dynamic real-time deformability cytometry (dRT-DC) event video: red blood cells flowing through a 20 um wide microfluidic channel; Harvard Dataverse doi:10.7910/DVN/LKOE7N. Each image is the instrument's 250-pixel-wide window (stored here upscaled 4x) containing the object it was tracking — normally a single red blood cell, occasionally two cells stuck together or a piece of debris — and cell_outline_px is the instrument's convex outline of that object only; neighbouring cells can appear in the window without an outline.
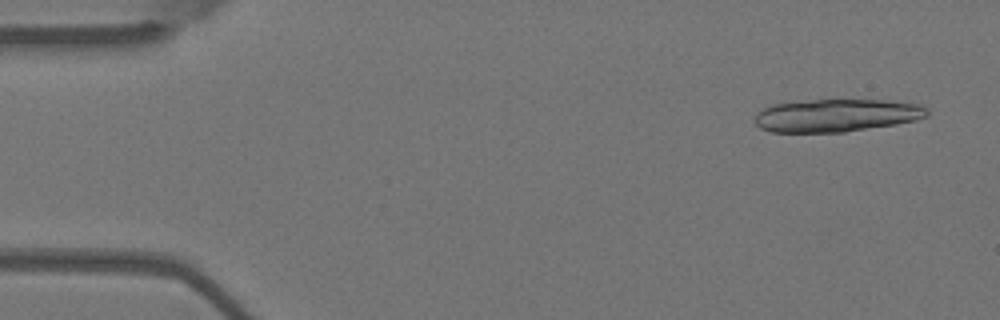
{"species": "Egyptian fruit bat (a non-hibernating species)", "species_latin": "Rousettus aegyptiacus", "temperature_condition": "warm", "stored_images_in_passage": 13, "camera_frame_rate_fps": 3000, "um_per_image_px": 0.085, "animal": {"sex": "female"}, "frame": {"image": 1, "passage_image": 3, "time_ms": 0.667, "image_size_px": [1000, 320], "cell_outline_px": [[928, 116], [916, 120], [896, 124], [844, 132], [772, 132], [760, 128], [756, 124], [756, 112], [772, 104], [812, 100], [908, 100], [920, 104], [928, 108]], "centroid_in_image_um": [71.18, 9.8], "position_along_channel_um": 13.8, "area_um2": 33.23}}